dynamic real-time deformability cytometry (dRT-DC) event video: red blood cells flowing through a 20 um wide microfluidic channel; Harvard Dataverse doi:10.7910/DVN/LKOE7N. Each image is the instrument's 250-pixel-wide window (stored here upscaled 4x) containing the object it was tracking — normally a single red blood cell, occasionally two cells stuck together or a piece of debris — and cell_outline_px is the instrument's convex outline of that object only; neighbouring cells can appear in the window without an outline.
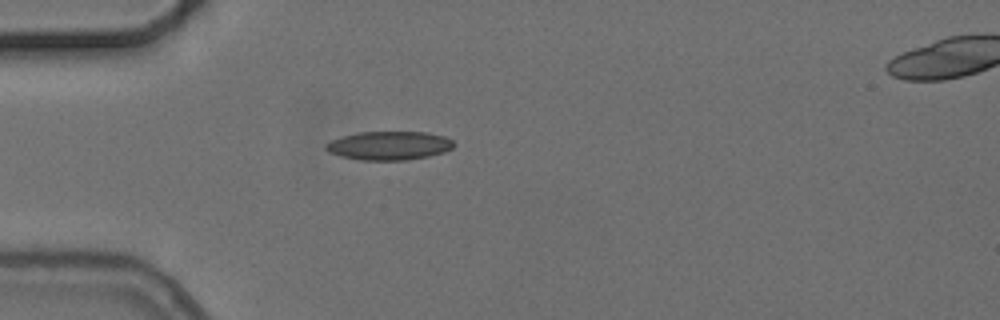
{"species": "common noctule bat (a hibernating species)", "species_latin": "Nyctalus noctula", "temperature_condition": "cold", "stored_images_in_passage": 2, "camera_frame_rate_fps": 3000, "um_per_image_px": 0.085, "animal": {"sex": "female", "body_mass_g": 24.6, "forearm_length_mm": 56.2}, "frame": {"image": 1, "passage_image": 1, "time_ms": 0.0, "image_size_px": [1000, 320], "cell_outline_px": [[456, 144], [452, 148], [444, 152], [428, 156], [408, 160], [360, 160], [340, 156], [328, 152], [324, 148], [324, 144], [332, 140], [344, 136], [360, 132], [428, 132], [444, 136], [452, 140]], "centroid_in_image_um": [33.08, 12.38], "position_along_channel_um": 51.9, "area_um2": 21.44}}